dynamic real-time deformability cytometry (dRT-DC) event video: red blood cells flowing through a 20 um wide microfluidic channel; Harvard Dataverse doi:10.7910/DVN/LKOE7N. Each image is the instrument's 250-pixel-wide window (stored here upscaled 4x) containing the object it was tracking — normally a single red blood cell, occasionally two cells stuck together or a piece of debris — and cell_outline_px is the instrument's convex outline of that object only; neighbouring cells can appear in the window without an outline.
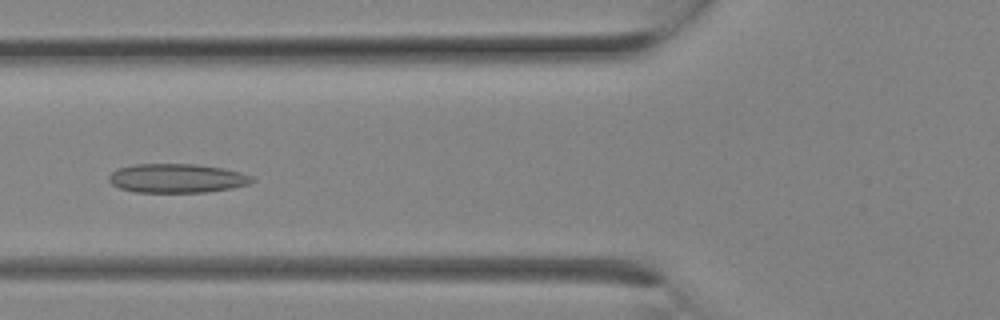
{"species": "Egyptian fruit bat (a non-hibernating species)", "species_latin": "Rousettus aegyptiacus", "temperature_condition": "room temperature", "stored_images_in_passage": 11, "camera_frame_rate_fps": 3000, "um_per_image_px": 0.085, "animal": {"sex": "female"}, "frame": {"image": 1, "passage_image": 10, "time_ms": 3.0, "image_size_px": [1000, 320], "cell_outline_px": [[256, 180], [248, 184], [232, 188], [204, 192], [136, 192], [120, 188], [112, 184], [108, 180], [108, 176], [116, 168], [132, 164], [196, 164], [224, 168], [240, 172], [252, 176]], "centroid_in_image_um": [15.02, 15.14], "position_along_channel_um": 110.8, "area_um2": 24.33}}